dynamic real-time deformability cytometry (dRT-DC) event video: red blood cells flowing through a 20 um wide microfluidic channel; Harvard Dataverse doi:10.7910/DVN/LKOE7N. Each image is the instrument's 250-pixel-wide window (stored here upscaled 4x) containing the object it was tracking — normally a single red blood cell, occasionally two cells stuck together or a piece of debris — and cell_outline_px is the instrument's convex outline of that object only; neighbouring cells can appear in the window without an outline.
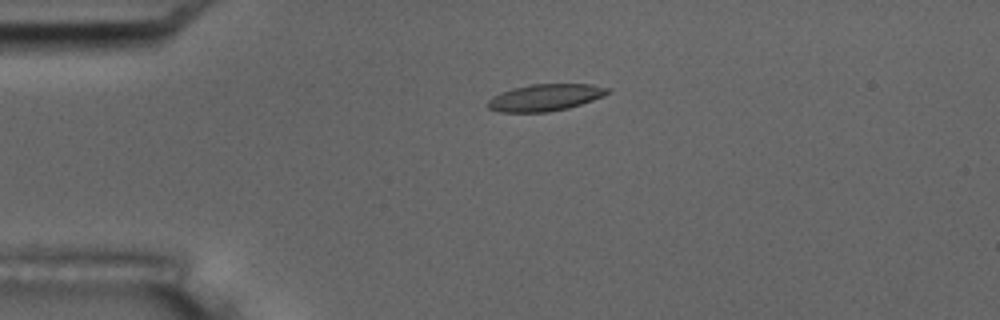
{"species": "common noctule bat (a hibernating species)", "species_latin": "Nyctalus noctula", "temperature_condition": "room temperature", "stored_images_in_passage": 6, "camera_frame_rate_fps": 3000, "um_per_image_px": 0.085, "animal": {"sex": "male", "body_mass_g": 17.5, "forearm_length_mm": 52.3}, "frame": {"image": 1, "passage_image": 4, "time_ms": 3.667, "image_size_px": [1000, 320], "cell_outline_px": [[612, 92], [604, 96], [568, 108], [548, 112], [500, 112], [488, 108], [488, 100], [492, 96], [500, 92], [512, 88], [532, 84], [592, 84], [612, 88]], "centroid_in_image_um": [46.37, 8.28], "position_along_channel_um": 38.6, "area_um2": 18.9}}